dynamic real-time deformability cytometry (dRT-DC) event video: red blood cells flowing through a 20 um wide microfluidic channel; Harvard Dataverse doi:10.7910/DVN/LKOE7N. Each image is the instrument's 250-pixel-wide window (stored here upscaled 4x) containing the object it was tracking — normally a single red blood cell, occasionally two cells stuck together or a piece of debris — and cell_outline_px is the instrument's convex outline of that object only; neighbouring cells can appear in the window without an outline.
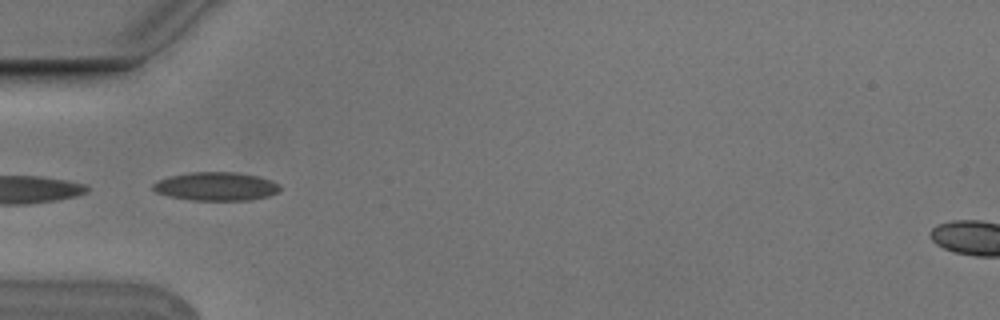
{"species": "Egyptian fruit bat (a non-hibernating species)", "species_latin": "Rousettus aegyptiacus", "temperature_condition": "cold", "stored_images_in_passage": 9, "camera_frame_rate_fps": 3000, "um_per_image_px": 0.085, "animal": {"sex": "male"}, "frame": {"image": 1, "passage_image": 4, "time_ms": 1.0, "image_size_px": [1000, 320], "cell_outline_px": [[280, 192], [268, 196], [248, 200], [192, 200], [168, 196], [156, 192], [152, 188], [152, 184], [168, 176], [192, 172], [236, 172], [256, 176], [272, 180], [280, 184]], "centroid_in_image_um": [18.38, 15.84], "position_along_channel_um": 66.6, "area_um2": 21.1}}
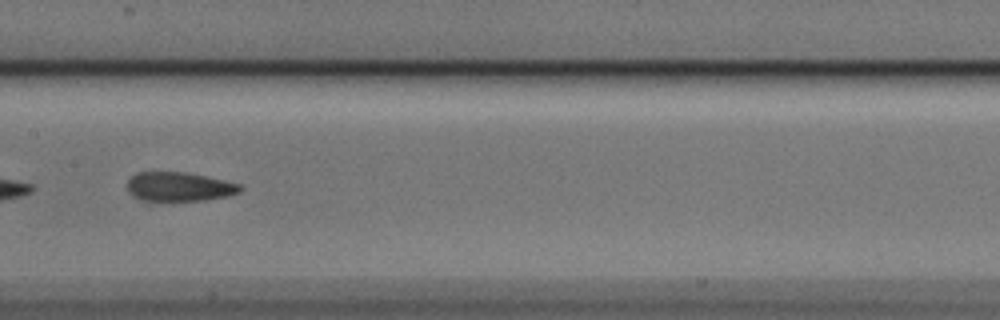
{"frame": {"image": 2, "passage_image": 7, "time_ms": 2.0, "image_size_px": [1000, 320], "cell_outline_px": [[244, 188], [240, 192], [228, 196], [204, 200], [172, 204], [144, 200], [132, 196], [128, 192], [128, 180], [136, 172], [184, 172], [224, 180], [240, 184]], "centroid_in_image_um": [15.22, 15.92], "position_along_channel_um": 192.2, "area_um2": 19.88}}
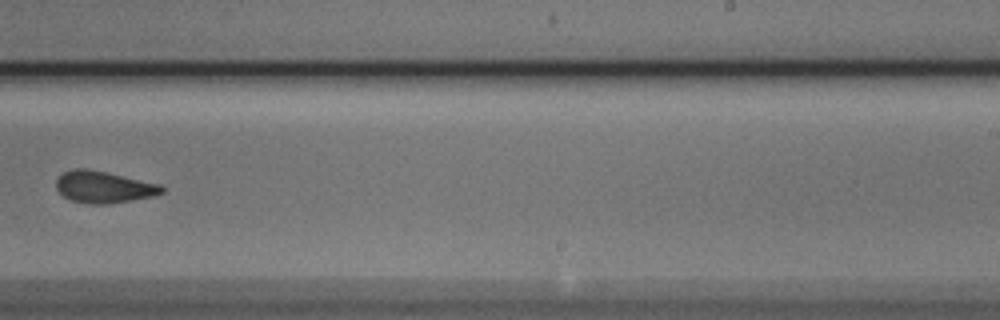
{"frame": {"image": 3, "passage_image": 9, "time_ms": 2.667, "image_size_px": [1000, 320], "cell_outline_px": [[164, 192], [152, 196], [108, 204], [92, 204], [72, 200], [64, 196], [56, 188], [56, 180], [64, 172], [76, 168], [84, 168], [104, 172], [160, 184], [164, 188]], "centroid_in_image_um": [8.81, 15.9], "position_along_channel_um": 280.2, "area_um2": 19.13}}